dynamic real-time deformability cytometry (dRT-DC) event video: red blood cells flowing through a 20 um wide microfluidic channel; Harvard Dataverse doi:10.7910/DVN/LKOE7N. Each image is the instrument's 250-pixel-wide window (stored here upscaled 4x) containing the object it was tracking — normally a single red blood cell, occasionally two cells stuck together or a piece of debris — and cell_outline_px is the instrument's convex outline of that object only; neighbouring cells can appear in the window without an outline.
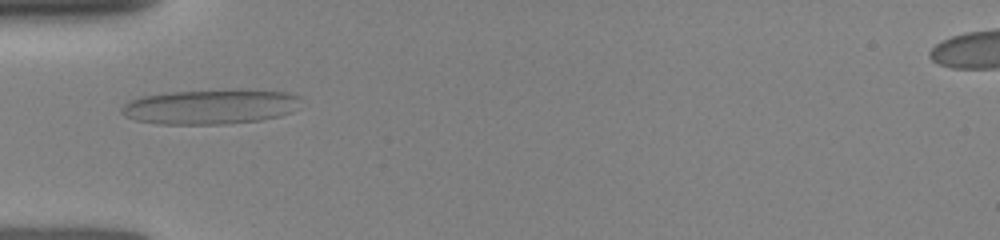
{"species": "human", "species_latin": "Homo sapiens", "temperature_condition": "room temperature", "stored_images_in_passage": 14, "camera_frame_rate_fps": 3000, "um_per_image_px": 0.085, "donor": {"sex": "female"}, "frame": {"image": 1, "passage_image": 2, "time_ms": 0.667, "image_size_px": [1000, 240], "cell_outline_px": [[300, 96], [292, 112], [280, 116], [260, 120], [224, 124], [160, 124], [136, 120], [124, 116], [120, 112], [120, 108], [124, 104], [132, 100], [144, 96], [172, 92], [232, 88], [240, 88], [288, 92]], "centroid_in_image_um": [17.9, 9.05], "position_along_channel_um": 67.1, "area_um2": 36.76}}
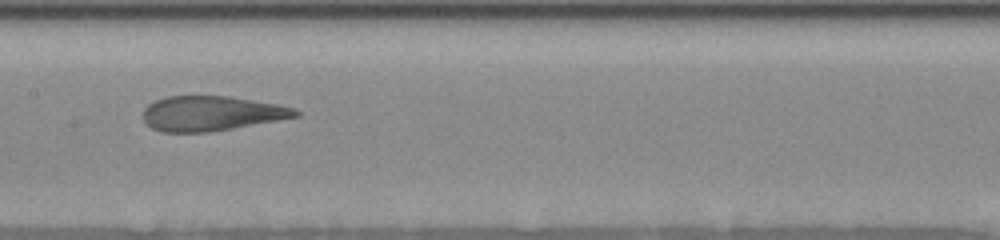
{"frame": {"image": 2, "passage_image": 8, "time_ms": 3.667, "image_size_px": [1000, 240], "cell_outline_px": [[300, 116], [232, 128], [208, 132], [164, 132], [152, 128], [144, 120], [144, 108], [148, 104], [156, 100], [168, 96], [228, 96], [276, 104], [292, 108], [300, 112]], "centroid_in_image_um": [17.94, 9.64], "position_along_channel_um": 189.5, "area_um2": 30.52}}
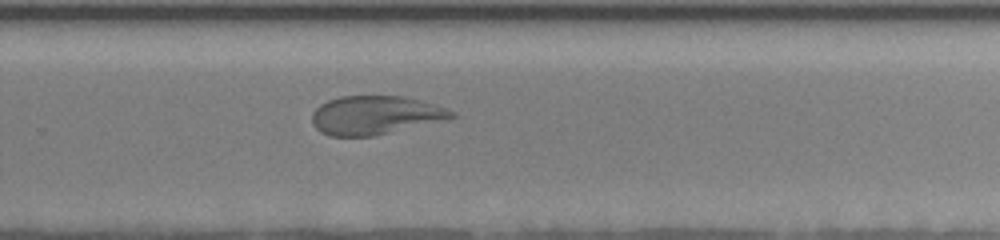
{"frame": {"image": 3, "passage_image": 14, "time_ms": 6.333, "image_size_px": [1000, 240], "cell_outline_px": [[456, 116], [448, 120], [376, 136], [328, 136], [320, 132], [312, 124], [312, 112], [320, 104], [328, 100], [340, 96], [404, 96], [420, 100], [448, 108], [456, 112]], "centroid_in_image_um": [31.93, 9.8], "position_along_channel_um": 297.9, "area_um2": 31.96}}